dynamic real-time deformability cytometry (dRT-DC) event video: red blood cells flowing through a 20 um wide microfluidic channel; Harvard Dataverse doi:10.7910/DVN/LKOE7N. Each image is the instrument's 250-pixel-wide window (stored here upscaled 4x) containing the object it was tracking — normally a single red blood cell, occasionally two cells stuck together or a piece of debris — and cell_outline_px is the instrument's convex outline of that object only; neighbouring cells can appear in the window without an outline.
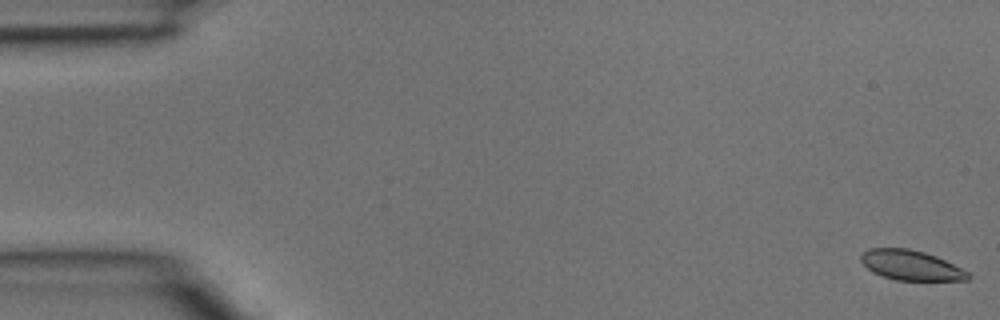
{"species": "common noctule bat (a hibernating species)", "species_latin": "Nyctalus noctula", "temperature_condition": "room temperature", "stored_images_in_passage": 4, "camera_frame_rate_fps": 3000, "um_per_image_px": 0.085, "animal": {"sex": "male", "body_mass_g": 15.6}, "frame": {"image": 1, "passage_image": 1, "time_ms": 0.0, "image_size_px": [1000, 320], "cell_outline_px": [[972, 276], [968, 280], [896, 280], [872, 272], [860, 260], [860, 256], [868, 248], [908, 248], [924, 252], [936, 256], [968, 272]], "centroid_in_image_um": [77.42, 22.54], "position_along_channel_um": 7.6, "area_um2": 18.5}}
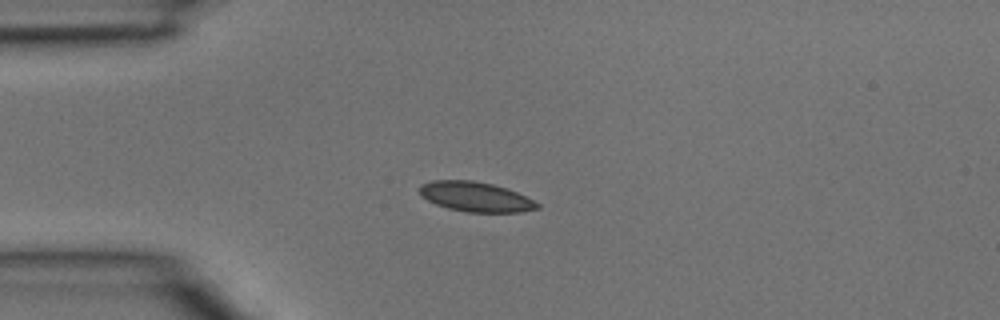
{"frame": {"image": 2, "passage_image": 4, "time_ms": 1.0, "image_size_px": [1000, 320], "cell_outline_px": [[540, 208], [520, 212], [468, 212], [448, 208], [436, 204], [420, 196], [416, 188], [420, 184], [432, 180], [472, 180], [492, 184], [508, 188], [540, 204]], "centroid_in_image_um": [40.37, 16.71], "position_along_channel_um": 44.6, "area_um2": 20.58}}